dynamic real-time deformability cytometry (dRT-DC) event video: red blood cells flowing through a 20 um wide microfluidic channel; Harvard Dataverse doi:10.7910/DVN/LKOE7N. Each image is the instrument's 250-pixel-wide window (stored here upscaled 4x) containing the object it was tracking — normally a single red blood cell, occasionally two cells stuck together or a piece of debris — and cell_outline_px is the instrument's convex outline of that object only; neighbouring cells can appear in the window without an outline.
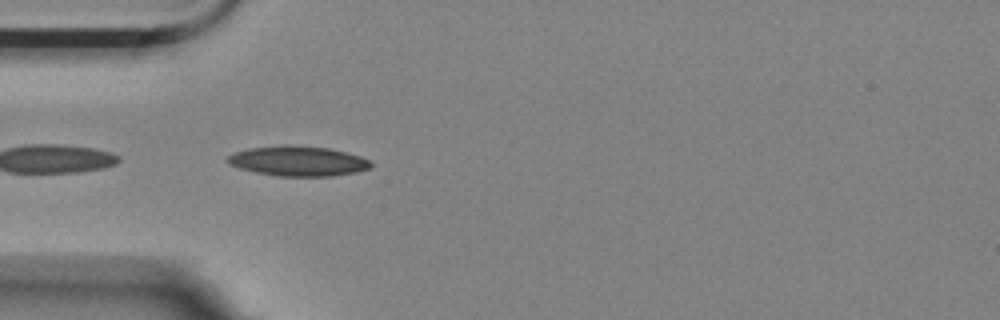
{"species": "Egyptian fruit bat (a non-hibernating species)", "species_latin": "Rousettus aegyptiacus", "temperature_condition": "room temperature", "stored_images_in_passage": 26, "camera_frame_rate_fps": 3000, "um_per_image_px": 0.085, "animal": {"sex": "female"}, "frame": {"image": 1, "passage_image": 1, "time_ms": 0.0, "image_size_px": [1000, 320], "cell_outline_px": [[372, 168], [356, 172], [332, 176], [280, 176], [256, 172], [240, 168], [228, 164], [224, 160], [228, 156], [236, 152], [248, 148], [284, 144], [328, 148], [360, 156], [368, 160], [372, 164]], "centroid_in_image_um": [25.31, 13.68], "position_along_channel_um": 59.7, "area_um2": 25.03}}
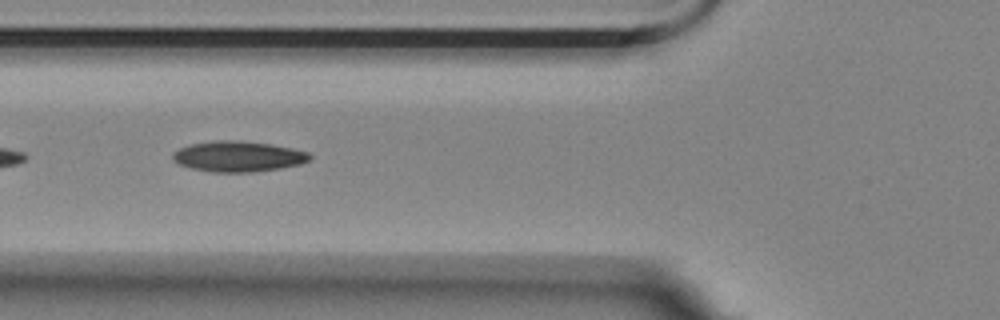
{"frame": {"image": 2, "passage_image": 5, "time_ms": 1.333, "image_size_px": [1000, 320], "cell_outline_px": [[312, 156], [308, 160], [300, 164], [280, 168], [252, 172], [212, 172], [192, 168], [180, 164], [172, 160], [172, 152], [188, 144], [212, 140], [240, 140], [272, 144], [292, 148], [308, 152]], "centroid_in_image_um": [20.21, 13.28], "position_along_channel_um": 105.6, "area_um2": 24.57}}